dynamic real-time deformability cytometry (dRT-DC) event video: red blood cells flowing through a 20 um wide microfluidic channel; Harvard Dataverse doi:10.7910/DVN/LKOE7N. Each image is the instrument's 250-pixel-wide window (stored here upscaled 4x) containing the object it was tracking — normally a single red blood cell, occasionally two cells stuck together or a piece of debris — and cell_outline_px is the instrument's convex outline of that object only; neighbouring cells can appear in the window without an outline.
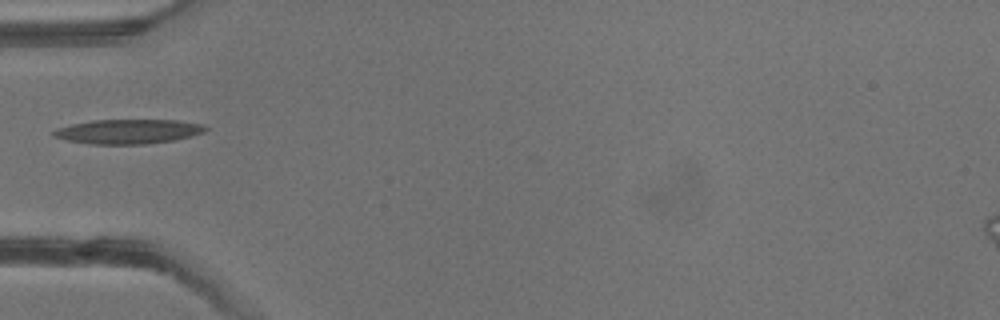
{"species": "common noctule bat (a hibernating species)", "species_latin": "Nyctalus noctula", "temperature_condition": "warm", "stored_images_in_passage": 3, "camera_frame_rate_fps": 3000, "um_per_image_px": 0.085, "animal": {"sex": "male", "body_mass_g": 13.3}, "frame": {"image": 1, "passage_image": 3, "time_ms": 2.333, "image_size_px": [1000, 320], "cell_outline_px": [[208, 128], [204, 132], [192, 136], [176, 140], [144, 144], [92, 144], [68, 140], [52, 136], [52, 132], [56, 128], [72, 124], [92, 120], [176, 120], [204, 124]], "centroid_in_image_um": [10.92, 11.17], "position_along_channel_um": 74.1, "area_um2": 21.73}}